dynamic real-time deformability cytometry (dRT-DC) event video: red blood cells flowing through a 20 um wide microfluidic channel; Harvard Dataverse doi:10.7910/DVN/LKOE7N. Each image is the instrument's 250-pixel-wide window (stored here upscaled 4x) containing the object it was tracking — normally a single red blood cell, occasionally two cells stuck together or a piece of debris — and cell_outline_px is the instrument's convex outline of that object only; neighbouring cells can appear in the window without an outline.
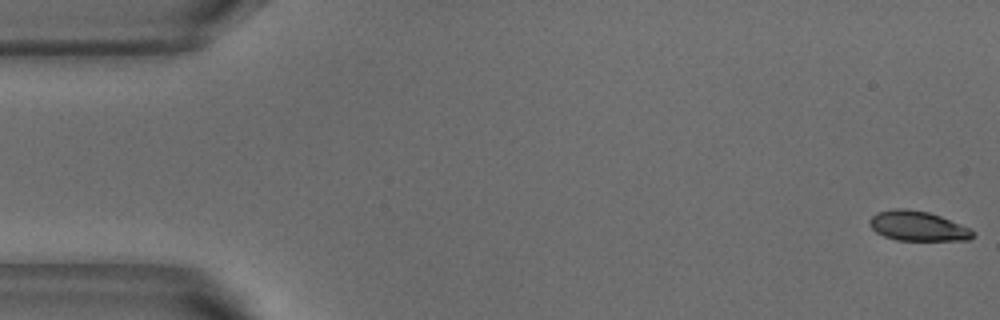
{"species": "common noctule bat (a hibernating species)", "species_latin": "Nyctalus noctula", "temperature_condition": "warm", "stored_images_in_passage": 53, "camera_frame_rate_fps": 3000, "um_per_image_px": 0.085, "animal": {"sex": "male", "body_mass_g": 18.8}, "frame": {"image": 1, "passage_image": 1, "time_ms": 0.0, "image_size_px": [1000, 320], "cell_outline_px": [[976, 232], [968, 240], [896, 240], [884, 236], [876, 232], [868, 224], [868, 220], [876, 212], [892, 208], [908, 208], [928, 212], [940, 216], [968, 228]], "centroid_in_image_um": [77.94, 19.2], "position_along_channel_um": 7.1, "area_um2": 17.92}}
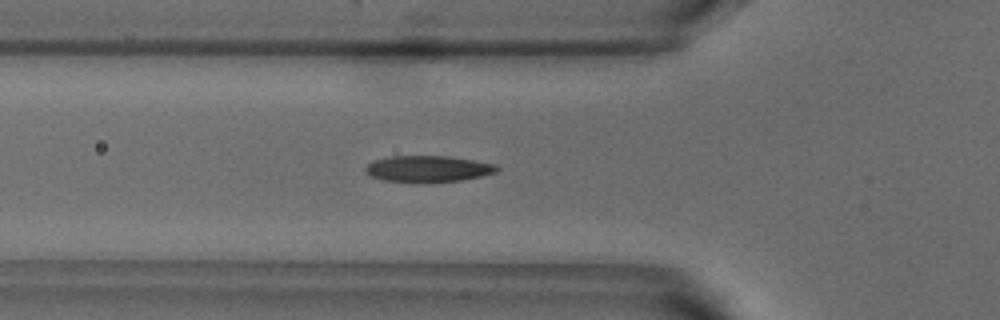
{"frame": {"image": 2, "passage_image": 18, "time_ms": 5.667, "image_size_px": [1000, 320], "cell_outline_px": [[500, 168], [496, 172], [480, 176], [460, 180], [424, 184], [384, 180], [372, 176], [364, 172], [364, 168], [372, 160], [392, 156], [448, 156], [496, 164]], "centroid_in_image_um": [36.35, 14.36], "position_along_channel_um": 89.5, "area_um2": 20.46}}
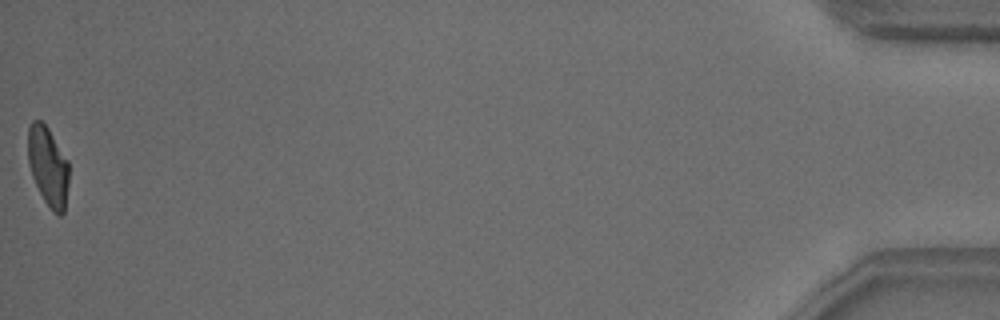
{"frame": {"image": 3, "passage_image": 53, "time_ms": 17.333, "image_size_px": [1000, 320], "cell_outline_px": [[68, 184], [64, 212], [60, 216], [52, 212], [44, 200], [32, 176], [28, 164], [28, 128], [32, 120], [40, 120], [48, 128], [68, 160]], "centroid_in_image_um": [4.08, 14.14], "position_along_channel_um": 431.1, "area_um2": 18.9}, "authors_computed_cell_mechanics": {"area_um2": 19.9988, "velocity_mm_per_s": 3.7932, "shape_relaxation_time_tau1_ms": 4.0456, "shape_relaxation_time_tau2_ms": 1.2356, "deformation_change_tau1": 0.1669, "deformation_change_tau2": 0.0763}}